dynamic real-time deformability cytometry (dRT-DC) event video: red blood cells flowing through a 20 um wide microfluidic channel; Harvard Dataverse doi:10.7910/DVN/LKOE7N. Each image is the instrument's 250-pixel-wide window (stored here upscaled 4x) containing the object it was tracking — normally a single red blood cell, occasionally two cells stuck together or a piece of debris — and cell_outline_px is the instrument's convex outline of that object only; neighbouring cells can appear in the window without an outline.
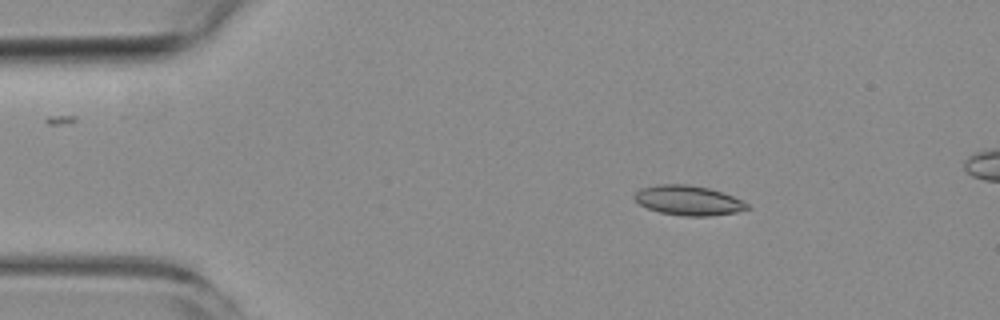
{"species": "common noctule bat (a hibernating species)", "species_latin": "Nyctalus noctula", "temperature_condition": "room temperature", "stored_images_in_passage": 6, "camera_frame_rate_fps": 3000, "um_per_image_px": 0.085, "animal": {"sex": "female", "body_mass_g": 19.3, "forearm_length_mm": 54.1}, "frame": {"image": 1, "passage_image": 3, "time_ms": 2.333, "image_size_px": [1000, 320], "cell_outline_px": [[752, 208], [736, 212], [708, 216], [684, 216], [660, 212], [648, 208], [640, 204], [632, 196], [640, 188], [656, 184], [688, 184], [708, 188], [724, 192], [748, 204]], "centroid_in_image_um": [58.5, 17.02], "position_along_channel_um": 26.5, "area_um2": 19.54}}